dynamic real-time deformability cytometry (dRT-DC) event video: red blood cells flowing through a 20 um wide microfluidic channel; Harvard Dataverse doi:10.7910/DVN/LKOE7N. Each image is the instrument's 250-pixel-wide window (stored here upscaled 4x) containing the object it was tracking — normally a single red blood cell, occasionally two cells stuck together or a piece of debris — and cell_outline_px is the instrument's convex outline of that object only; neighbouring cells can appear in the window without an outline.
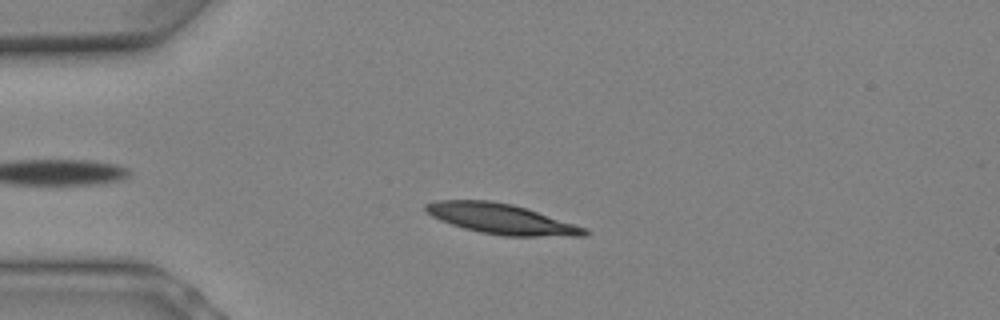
{"species": "Egyptian fruit bat (a non-hibernating species)", "species_latin": "Rousettus aegyptiacus", "temperature_condition": "warm", "stored_images_in_passage": 8, "camera_frame_rate_fps": 3000, "um_per_image_px": 0.085, "animal": {"sex": "female"}, "frame": {"image": 1, "passage_image": 4, "time_ms": 1.0, "image_size_px": [1000, 320], "cell_outline_px": [[588, 236], [504, 236], [480, 232], [464, 228], [440, 220], [424, 212], [424, 204], [436, 200], [492, 200], [512, 204], [588, 228]], "centroid_in_image_um": [42.59, 18.6], "position_along_channel_um": 42.4, "area_um2": 27.98}}
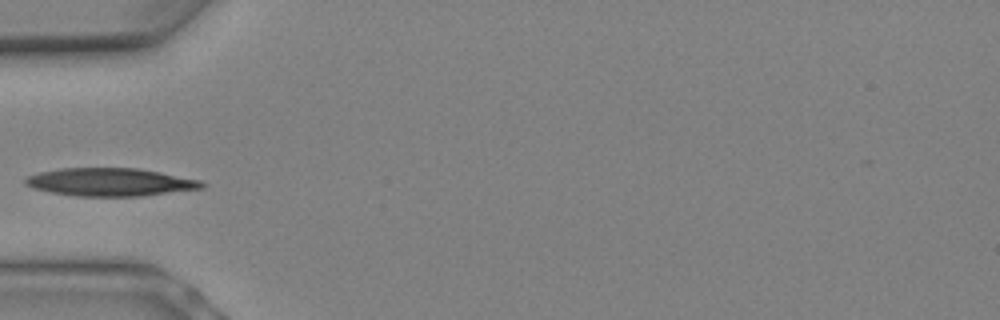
{"frame": {"image": 2, "passage_image": 6, "time_ms": 1.667, "image_size_px": [1000, 320], "cell_outline_px": [[208, 184], [204, 188], [140, 196], [76, 196], [52, 192], [32, 188], [24, 184], [24, 180], [28, 176], [40, 172], [60, 168], [140, 168], [200, 180]], "centroid_in_image_um": [9.38, 15.47], "position_along_channel_um": 75.6, "area_um2": 28.78}}